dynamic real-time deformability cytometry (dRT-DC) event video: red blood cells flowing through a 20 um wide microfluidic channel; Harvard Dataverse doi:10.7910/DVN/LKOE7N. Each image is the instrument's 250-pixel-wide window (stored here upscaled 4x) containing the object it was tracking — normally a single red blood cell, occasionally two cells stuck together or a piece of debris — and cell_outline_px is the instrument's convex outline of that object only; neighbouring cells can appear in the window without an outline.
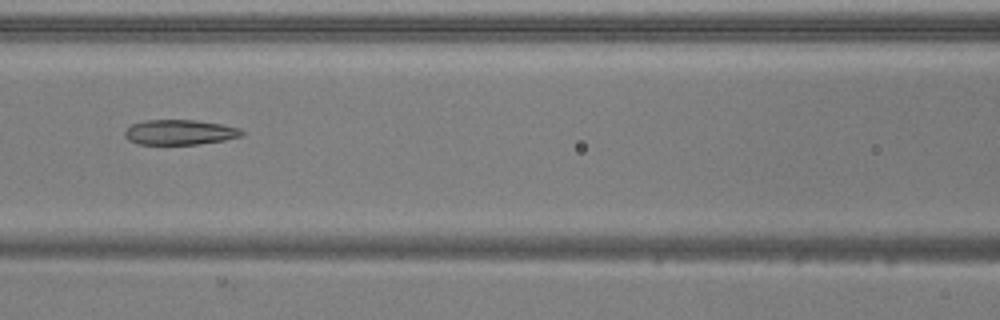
{"species": "common noctule bat (a hibernating species)", "species_latin": "Nyctalus noctula", "temperature_condition": "warm", "stored_images_in_passage": 53, "camera_frame_rate_fps": 3000, "um_per_image_px": 0.085, "animal": {"sex": "male", "body_mass_g": 20.5, "forearm_length_mm": 52.5}, "frame": {"image": 1, "passage_image": 24, "time_ms": 7.667, "image_size_px": [1000, 320], "cell_outline_px": [[244, 132], [240, 136], [224, 140], [196, 144], [140, 144], [128, 140], [124, 136], [124, 132], [132, 124], [144, 120], [196, 120], [224, 124], [240, 128]], "centroid_in_image_um": [15.28, 11.23], "position_along_channel_um": 151.3, "area_um2": 17.05}}
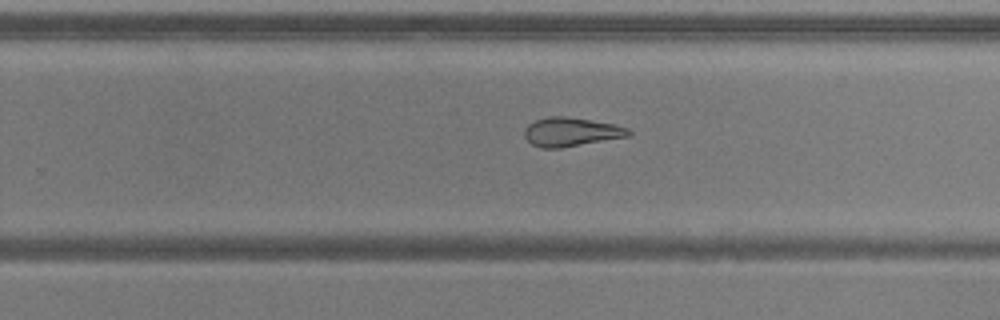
{"frame": {"image": 2, "passage_image": 34, "time_ms": 11.0, "image_size_px": [1000, 320], "cell_outline_px": [[632, 132], [628, 136], [560, 148], [544, 148], [532, 144], [524, 136], [524, 128], [528, 124], [536, 120], [548, 116], [564, 116], [616, 124], [628, 128]], "centroid_in_image_um": [48.53, 11.2], "position_along_channel_um": 281.3, "area_um2": 17.4}}
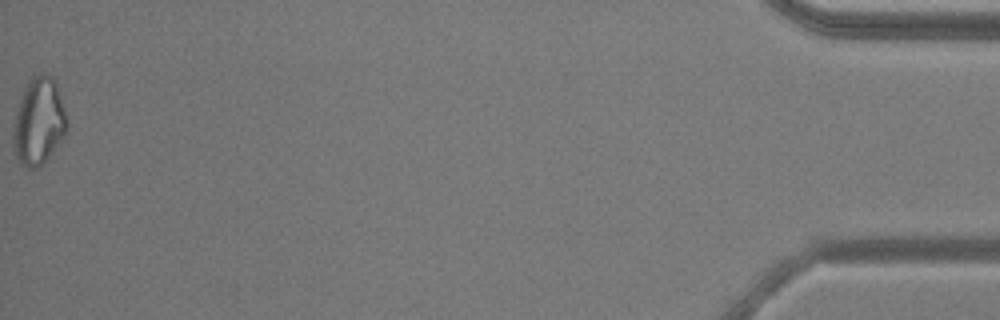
{"frame": {"image": 3, "passage_image": 53, "time_ms": 17.333, "image_size_px": [1000, 320], "cell_outline_px": [[68, 128], [64, 136], [48, 156], [36, 168], [28, 168], [16, 156], [12, 148], [12, 128], [16, 108], [20, 96], [28, 80], [32, 76], [44, 72], [52, 76], [56, 84], [64, 108], [68, 124]], "centroid_in_image_um": [3.26, 10.27], "position_along_channel_um": 431.9, "area_um2": 27.28}, "authors_computed_cell_mechanics": {"area_um2": 21.6172, "velocity_mm_per_s": 3.9142, "shape_relaxation_time_tau1_ms": null, "shape_relaxation_time_tau2_ms": 2.659, "deformation_change_tau1": null, "deformation_change_tau2": 0.1053}}